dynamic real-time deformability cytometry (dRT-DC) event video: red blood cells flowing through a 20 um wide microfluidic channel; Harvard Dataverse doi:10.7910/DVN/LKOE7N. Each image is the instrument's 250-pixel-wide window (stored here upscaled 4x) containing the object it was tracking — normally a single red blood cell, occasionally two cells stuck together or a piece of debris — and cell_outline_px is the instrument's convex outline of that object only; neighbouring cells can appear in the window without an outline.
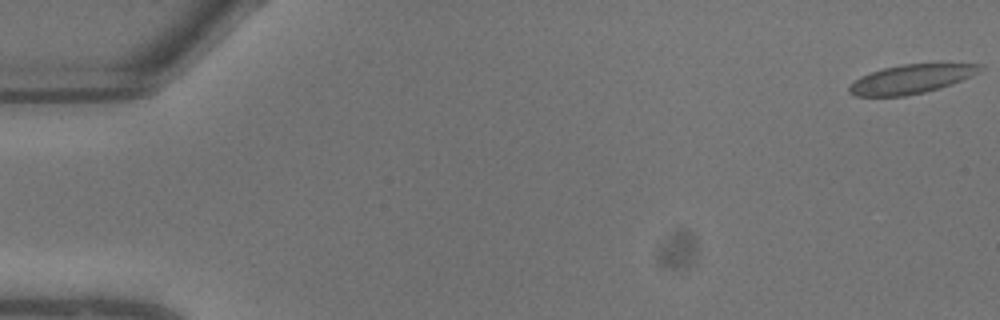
{"species": "common noctule bat (a hibernating species)", "species_latin": "Nyctalus noctula", "temperature_condition": "warm", "stored_images_in_passage": 9, "camera_frame_rate_fps": 3000, "um_per_image_px": 0.085, "animal": {"sex": "male", "body_mass_g": 13.3}, "frame": {"image": 1, "passage_image": 1, "time_ms": 0.0, "image_size_px": [1000, 320], "cell_outline_px": [[984, 68], [952, 84], [940, 88], [924, 92], [904, 96], [856, 96], [848, 92], [848, 88], [860, 76], [884, 68], [904, 64], [984, 64]], "centroid_in_image_um": [77.42, 6.73], "position_along_channel_um": 7.6, "area_um2": 21.62}}
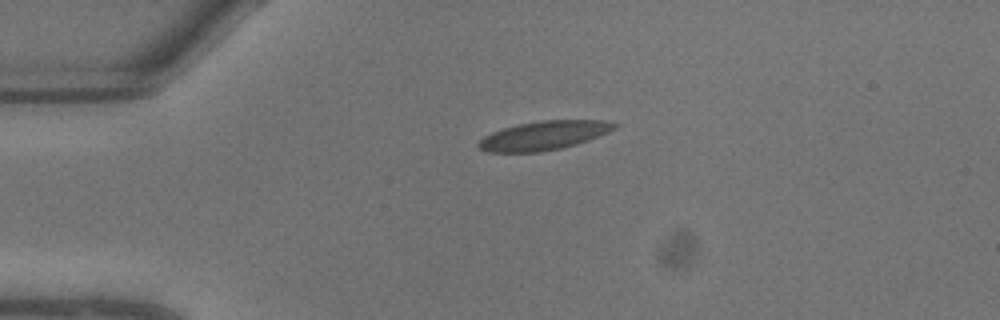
{"frame": {"image": 2, "passage_image": 6, "time_ms": 1.667, "image_size_px": [1000, 320], "cell_outline_px": [[620, 124], [616, 128], [608, 132], [588, 140], [576, 144], [560, 148], [540, 152], [488, 152], [480, 148], [476, 144], [484, 136], [492, 132], [504, 128], [520, 124], [544, 120], [608, 120]], "centroid_in_image_um": [46.26, 11.51], "position_along_channel_um": 38.7, "area_um2": 22.77}}
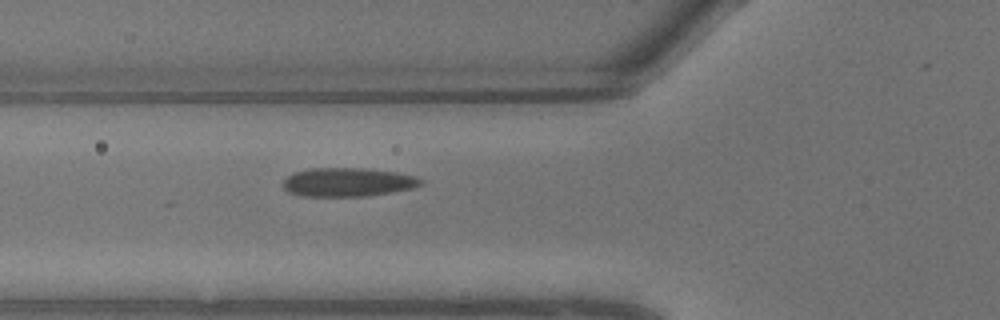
{"frame": {"image": 3, "passage_image": 9, "time_ms": 2.667, "image_size_px": [1000, 320], "cell_outline_px": [[424, 184], [412, 188], [364, 196], [300, 196], [288, 192], [284, 188], [284, 180], [288, 176], [296, 172], [312, 168], [364, 168], [396, 172], [416, 176], [424, 180]], "centroid_in_image_um": [29.58, 15.48], "position_along_channel_um": 96.2, "area_um2": 22.95}}